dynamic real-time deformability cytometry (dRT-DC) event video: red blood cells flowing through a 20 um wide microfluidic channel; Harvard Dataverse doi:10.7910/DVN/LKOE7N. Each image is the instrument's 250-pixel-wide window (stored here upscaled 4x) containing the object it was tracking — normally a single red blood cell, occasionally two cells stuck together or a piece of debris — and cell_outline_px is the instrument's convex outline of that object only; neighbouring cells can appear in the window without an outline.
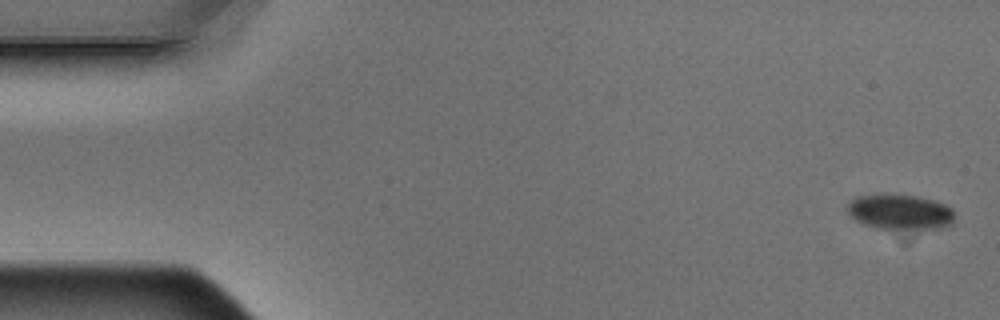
{"species": "Egyptian fruit bat (a non-hibernating species)", "species_latin": "Rousettus aegyptiacus", "temperature_condition": "warm", "stored_images_in_passage": 5, "camera_frame_rate_fps": 3000, "um_per_image_px": 0.085, "animal": {"sex": "male"}, "frame": {"image": 1, "passage_image": 1, "time_ms": 0.0, "image_size_px": [1000, 320], "cell_outline_px": [[952, 224], [944, 228], [880, 228], [864, 224], [856, 220], [848, 212], [848, 204], [856, 196], [916, 196], [932, 200], [944, 204], [952, 208]], "centroid_in_image_um": [76.53, 18.03], "position_along_channel_um": 8.5, "area_um2": 21.1}}